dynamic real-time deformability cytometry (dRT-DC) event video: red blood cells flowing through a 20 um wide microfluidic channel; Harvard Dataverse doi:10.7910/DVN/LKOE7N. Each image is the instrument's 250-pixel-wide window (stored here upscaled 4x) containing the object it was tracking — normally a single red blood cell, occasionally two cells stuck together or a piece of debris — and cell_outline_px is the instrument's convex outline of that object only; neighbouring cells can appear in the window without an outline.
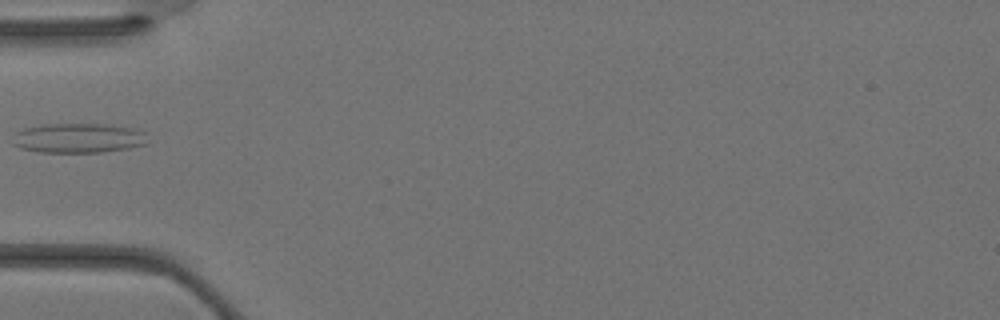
{"species": "Egyptian fruit bat (a non-hibernating species)", "species_latin": "Rousettus aegyptiacus", "temperature_condition": "warm", "stored_images_in_passage": 25, "camera_frame_rate_fps": 3000, "um_per_image_px": 0.085, "animal": {"sex": "female"}, "frame": {"image": 1, "passage_image": 1, "time_ms": 0.0, "image_size_px": [1000, 320], "cell_outline_px": [[148, 144], [128, 148], [100, 152], [40, 152], [20, 148], [12, 144], [16, 132], [24, 128], [40, 124], [112, 124], [132, 128], [144, 132]], "centroid_in_image_um": [6.65, 11.73], "position_along_channel_um": 78.3, "area_um2": 23.41}}
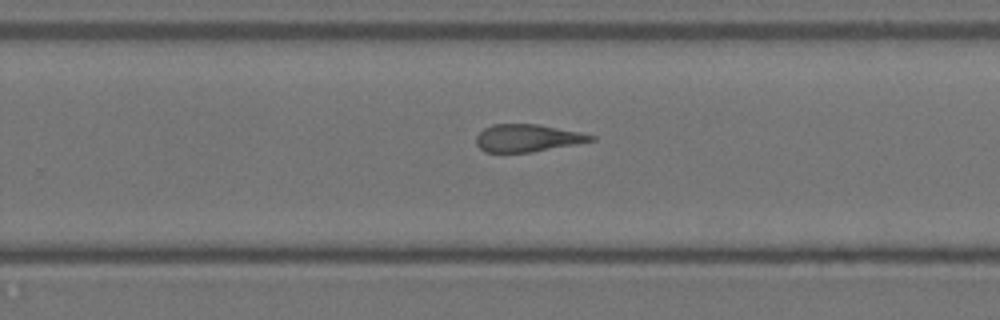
{"frame": {"image": 2, "passage_image": 12, "time_ms": 3.667, "image_size_px": [1000, 320], "cell_outline_px": [[596, 140], [532, 152], [484, 152], [476, 144], [476, 136], [484, 128], [492, 124], [540, 124], [580, 132], [596, 136]], "centroid_in_image_um": [44.83, 11.73], "position_along_channel_um": 285.0, "area_um2": 18.38}}
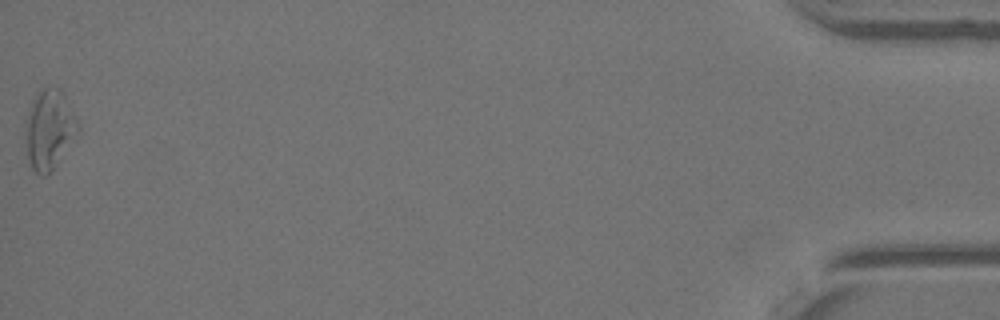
{"frame": {"image": 3, "passage_image": 25, "time_ms": 8.0, "image_size_px": [1000, 320], "cell_outline_px": [[80, 132], [52, 172], [44, 176], [40, 176], [32, 168], [28, 156], [24, 132], [24, 124], [32, 100], [44, 88], [60, 88], [64, 92], [80, 124]], "centroid_in_image_um": [4.22, 11.03], "position_along_channel_um": 431.0, "area_um2": 24.8}}